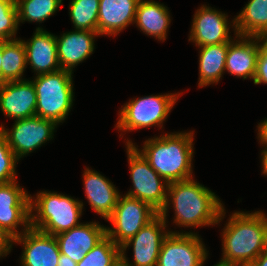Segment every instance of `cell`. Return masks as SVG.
Returning a JSON list of instances; mask_svg holds the SVG:
<instances>
[{"label":"cell","mask_w":267,"mask_h":266,"mask_svg":"<svg viewBox=\"0 0 267 266\" xmlns=\"http://www.w3.org/2000/svg\"><path fill=\"white\" fill-rule=\"evenodd\" d=\"M26 50V64L34 70L36 76L56 72L61 69L56 46V36L43 30L36 31L28 41L23 40Z\"/></svg>","instance_id":"e0dca14e"},{"label":"cell","mask_w":267,"mask_h":266,"mask_svg":"<svg viewBox=\"0 0 267 266\" xmlns=\"http://www.w3.org/2000/svg\"><path fill=\"white\" fill-rule=\"evenodd\" d=\"M258 140L263 144V147L267 148V119L258 124Z\"/></svg>","instance_id":"d6a6232c"},{"label":"cell","mask_w":267,"mask_h":266,"mask_svg":"<svg viewBox=\"0 0 267 266\" xmlns=\"http://www.w3.org/2000/svg\"><path fill=\"white\" fill-rule=\"evenodd\" d=\"M73 72L60 69L35 76L32 80L37 96L36 116L63 122L73 106Z\"/></svg>","instance_id":"5b68a950"},{"label":"cell","mask_w":267,"mask_h":266,"mask_svg":"<svg viewBox=\"0 0 267 266\" xmlns=\"http://www.w3.org/2000/svg\"><path fill=\"white\" fill-rule=\"evenodd\" d=\"M194 177L168 183L167 201L160 212L166 221L170 202L175 211L173 223L181 227H202L220 223L225 215L221 200Z\"/></svg>","instance_id":"6da1fadb"},{"label":"cell","mask_w":267,"mask_h":266,"mask_svg":"<svg viewBox=\"0 0 267 266\" xmlns=\"http://www.w3.org/2000/svg\"><path fill=\"white\" fill-rule=\"evenodd\" d=\"M117 266H125L122 262H120Z\"/></svg>","instance_id":"f35d334b"},{"label":"cell","mask_w":267,"mask_h":266,"mask_svg":"<svg viewBox=\"0 0 267 266\" xmlns=\"http://www.w3.org/2000/svg\"><path fill=\"white\" fill-rule=\"evenodd\" d=\"M18 26L16 0H0V42L17 39Z\"/></svg>","instance_id":"f1b7e54d"},{"label":"cell","mask_w":267,"mask_h":266,"mask_svg":"<svg viewBox=\"0 0 267 266\" xmlns=\"http://www.w3.org/2000/svg\"><path fill=\"white\" fill-rule=\"evenodd\" d=\"M106 236V227L98 222L80 225L55 235L60 254L75 262H80L85 255Z\"/></svg>","instance_id":"2e32d148"},{"label":"cell","mask_w":267,"mask_h":266,"mask_svg":"<svg viewBox=\"0 0 267 266\" xmlns=\"http://www.w3.org/2000/svg\"><path fill=\"white\" fill-rule=\"evenodd\" d=\"M193 132L154 136L144 142L142 150L130 140L126 144L133 145L166 182H177L192 178Z\"/></svg>","instance_id":"3957f363"},{"label":"cell","mask_w":267,"mask_h":266,"mask_svg":"<svg viewBox=\"0 0 267 266\" xmlns=\"http://www.w3.org/2000/svg\"><path fill=\"white\" fill-rule=\"evenodd\" d=\"M171 16L164 4L154 0H139L135 22L147 36H154L159 41H165Z\"/></svg>","instance_id":"7402d4cb"},{"label":"cell","mask_w":267,"mask_h":266,"mask_svg":"<svg viewBox=\"0 0 267 266\" xmlns=\"http://www.w3.org/2000/svg\"><path fill=\"white\" fill-rule=\"evenodd\" d=\"M230 42L199 47L198 87L217 84L225 72L227 50Z\"/></svg>","instance_id":"603a6c76"},{"label":"cell","mask_w":267,"mask_h":266,"mask_svg":"<svg viewBox=\"0 0 267 266\" xmlns=\"http://www.w3.org/2000/svg\"><path fill=\"white\" fill-rule=\"evenodd\" d=\"M77 262L73 261L66 255L60 254L58 260V266H77Z\"/></svg>","instance_id":"e575fe53"},{"label":"cell","mask_w":267,"mask_h":266,"mask_svg":"<svg viewBox=\"0 0 267 266\" xmlns=\"http://www.w3.org/2000/svg\"><path fill=\"white\" fill-rule=\"evenodd\" d=\"M121 262V247L107 235L95 245L77 266H117Z\"/></svg>","instance_id":"83f0119b"},{"label":"cell","mask_w":267,"mask_h":266,"mask_svg":"<svg viewBox=\"0 0 267 266\" xmlns=\"http://www.w3.org/2000/svg\"><path fill=\"white\" fill-rule=\"evenodd\" d=\"M192 19L189 41L194 42L195 46L202 47L231 42L229 29L232 25L235 30V18L232 24L228 21V16L210 6L203 5L195 11Z\"/></svg>","instance_id":"4fadbf2b"},{"label":"cell","mask_w":267,"mask_h":266,"mask_svg":"<svg viewBox=\"0 0 267 266\" xmlns=\"http://www.w3.org/2000/svg\"><path fill=\"white\" fill-rule=\"evenodd\" d=\"M166 221L158 213L140 231L125 242L121 247V262L125 266H157L161 245L169 234L166 231ZM133 246V263L128 261L125 251Z\"/></svg>","instance_id":"7c38bea8"},{"label":"cell","mask_w":267,"mask_h":266,"mask_svg":"<svg viewBox=\"0 0 267 266\" xmlns=\"http://www.w3.org/2000/svg\"><path fill=\"white\" fill-rule=\"evenodd\" d=\"M63 0H16L18 23H42L61 7Z\"/></svg>","instance_id":"484cf974"},{"label":"cell","mask_w":267,"mask_h":266,"mask_svg":"<svg viewBox=\"0 0 267 266\" xmlns=\"http://www.w3.org/2000/svg\"><path fill=\"white\" fill-rule=\"evenodd\" d=\"M2 56H3V42H0V86L2 85Z\"/></svg>","instance_id":"8d00e7d4"},{"label":"cell","mask_w":267,"mask_h":266,"mask_svg":"<svg viewBox=\"0 0 267 266\" xmlns=\"http://www.w3.org/2000/svg\"><path fill=\"white\" fill-rule=\"evenodd\" d=\"M100 0H71L69 15L75 30L98 32V12Z\"/></svg>","instance_id":"4316f807"},{"label":"cell","mask_w":267,"mask_h":266,"mask_svg":"<svg viewBox=\"0 0 267 266\" xmlns=\"http://www.w3.org/2000/svg\"><path fill=\"white\" fill-rule=\"evenodd\" d=\"M221 264L249 266L267 249V216L262 211L234 212L222 232Z\"/></svg>","instance_id":"7a4b0ae2"},{"label":"cell","mask_w":267,"mask_h":266,"mask_svg":"<svg viewBox=\"0 0 267 266\" xmlns=\"http://www.w3.org/2000/svg\"><path fill=\"white\" fill-rule=\"evenodd\" d=\"M158 212L148 203L129 196L119 197L112 215L107 219L113 228L106 235L119 247L135 236Z\"/></svg>","instance_id":"ba28073f"},{"label":"cell","mask_w":267,"mask_h":266,"mask_svg":"<svg viewBox=\"0 0 267 266\" xmlns=\"http://www.w3.org/2000/svg\"><path fill=\"white\" fill-rule=\"evenodd\" d=\"M55 128L57 124L54 121L34 116L15 120L11 130L1 124L0 132L6 137L8 145L19 160L51 140Z\"/></svg>","instance_id":"9c48e42d"},{"label":"cell","mask_w":267,"mask_h":266,"mask_svg":"<svg viewBox=\"0 0 267 266\" xmlns=\"http://www.w3.org/2000/svg\"><path fill=\"white\" fill-rule=\"evenodd\" d=\"M254 84H267V37H260Z\"/></svg>","instance_id":"4dcf8cb0"},{"label":"cell","mask_w":267,"mask_h":266,"mask_svg":"<svg viewBox=\"0 0 267 266\" xmlns=\"http://www.w3.org/2000/svg\"><path fill=\"white\" fill-rule=\"evenodd\" d=\"M214 266H234V265H226V264H221V263H217V264H215Z\"/></svg>","instance_id":"74e56055"},{"label":"cell","mask_w":267,"mask_h":266,"mask_svg":"<svg viewBox=\"0 0 267 266\" xmlns=\"http://www.w3.org/2000/svg\"><path fill=\"white\" fill-rule=\"evenodd\" d=\"M207 257L197 233L170 231L162 242L157 266H203Z\"/></svg>","instance_id":"30bf717a"},{"label":"cell","mask_w":267,"mask_h":266,"mask_svg":"<svg viewBox=\"0 0 267 266\" xmlns=\"http://www.w3.org/2000/svg\"><path fill=\"white\" fill-rule=\"evenodd\" d=\"M249 266H267V249L263 251Z\"/></svg>","instance_id":"836d02e7"},{"label":"cell","mask_w":267,"mask_h":266,"mask_svg":"<svg viewBox=\"0 0 267 266\" xmlns=\"http://www.w3.org/2000/svg\"><path fill=\"white\" fill-rule=\"evenodd\" d=\"M97 31L74 30L56 36L58 61L61 69L72 72L78 64L86 60L95 48Z\"/></svg>","instance_id":"ac0fdd59"},{"label":"cell","mask_w":267,"mask_h":266,"mask_svg":"<svg viewBox=\"0 0 267 266\" xmlns=\"http://www.w3.org/2000/svg\"><path fill=\"white\" fill-rule=\"evenodd\" d=\"M27 67L26 50L22 39L3 41L2 84L23 80V72Z\"/></svg>","instance_id":"d4e9b609"},{"label":"cell","mask_w":267,"mask_h":266,"mask_svg":"<svg viewBox=\"0 0 267 266\" xmlns=\"http://www.w3.org/2000/svg\"><path fill=\"white\" fill-rule=\"evenodd\" d=\"M85 195L91 208L104 219H108L120 197L115 185L93 169L85 168L83 174Z\"/></svg>","instance_id":"ffe728a7"},{"label":"cell","mask_w":267,"mask_h":266,"mask_svg":"<svg viewBox=\"0 0 267 266\" xmlns=\"http://www.w3.org/2000/svg\"><path fill=\"white\" fill-rule=\"evenodd\" d=\"M30 196L16 180L0 184V230L11 239L30 228Z\"/></svg>","instance_id":"8fae6325"},{"label":"cell","mask_w":267,"mask_h":266,"mask_svg":"<svg viewBox=\"0 0 267 266\" xmlns=\"http://www.w3.org/2000/svg\"><path fill=\"white\" fill-rule=\"evenodd\" d=\"M17 161L19 160L8 145L6 137L0 132V184L17 180Z\"/></svg>","instance_id":"f546056e"},{"label":"cell","mask_w":267,"mask_h":266,"mask_svg":"<svg viewBox=\"0 0 267 266\" xmlns=\"http://www.w3.org/2000/svg\"><path fill=\"white\" fill-rule=\"evenodd\" d=\"M261 158H262V174L267 175V148H264V150L261 151Z\"/></svg>","instance_id":"d590c367"},{"label":"cell","mask_w":267,"mask_h":266,"mask_svg":"<svg viewBox=\"0 0 267 266\" xmlns=\"http://www.w3.org/2000/svg\"><path fill=\"white\" fill-rule=\"evenodd\" d=\"M235 37L236 41L232 40L228 46L225 71L238 78L254 80L260 37Z\"/></svg>","instance_id":"d6986e66"},{"label":"cell","mask_w":267,"mask_h":266,"mask_svg":"<svg viewBox=\"0 0 267 266\" xmlns=\"http://www.w3.org/2000/svg\"><path fill=\"white\" fill-rule=\"evenodd\" d=\"M126 147L130 177L134 186L126 196L146 202L160 213L167 201L168 182L150 166L133 145Z\"/></svg>","instance_id":"52a82bcc"},{"label":"cell","mask_w":267,"mask_h":266,"mask_svg":"<svg viewBox=\"0 0 267 266\" xmlns=\"http://www.w3.org/2000/svg\"><path fill=\"white\" fill-rule=\"evenodd\" d=\"M239 36L267 37V0H250L235 17Z\"/></svg>","instance_id":"cb8c5ba5"},{"label":"cell","mask_w":267,"mask_h":266,"mask_svg":"<svg viewBox=\"0 0 267 266\" xmlns=\"http://www.w3.org/2000/svg\"><path fill=\"white\" fill-rule=\"evenodd\" d=\"M139 0H100L98 33L100 36L119 34L134 24Z\"/></svg>","instance_id":"44dd1931"},{"label":"cell","mask_w":267,"mask_h":266,"mask_svg":"<svg viewBox=\"0 0 267 266\" xmlns=\"http://www.w3.org/2000/svg\"><path fill=\"white\" fill-rule=\"evenodd\" d=\"M180 94L149 95L130 100L122 106L115 127L122 132L156 125L162 128Z\"/></svg>","instance_id":"8992f818"},{"label":"cell","mask_w":267,"mask_h":266,"mask_svg":"<svg viewBox=\"0 0 267 266\" xmlns=\"http://www.w3.org/2000/svg\"><path fill=\"white\" fill-rule=\"evenodd\" d=\"M37 96L32 80L5 82L0 86V110L15 120L36 116Z\"/></svg>","instance_id":"9a60e30c"},{"label":"cell","mask_w":267,"mask_h":266,"mask_svg":"<svg viewBox=\"0 0 267 266\" xmlns=\"http://www.w3.org/2000/svg\"><path fill=\"white\" fill-rule=\"evenodd\" d=\"M13 243L23 245L21 266H58L60 250L54 235L30 227L13 238Z\"/></svg>","instance_id":"5bb4252c"},{"label":"cell","mask_w":267,"mask_h":266,"mask_svg":"<svg viewBox=\"0 0 267 266\" xmlns=\"http://www.w3.org/2000/svg\"><path fill=\"white\" fill-rule=\"evenodd\" d=\"M12 239L0 230V258L7 256L12 249Z\"/></svg>","instance_id":"1f68e13d"},{"label":"cell","mask_w":267,"mask_h":266,"mask_svg":"<svg viewBox=\"0 0 267 266\" xmlns=\"http://www.w3.org/2000/svg\"><path fill=\"white\" fill-rule=\"evenodd\" d=\"M83 205L70 196L41 191L35 199L30 196V227L54 236L70 230L81 224Z\"/></svg>","instance_id":"277c9868"}]
</instances>
